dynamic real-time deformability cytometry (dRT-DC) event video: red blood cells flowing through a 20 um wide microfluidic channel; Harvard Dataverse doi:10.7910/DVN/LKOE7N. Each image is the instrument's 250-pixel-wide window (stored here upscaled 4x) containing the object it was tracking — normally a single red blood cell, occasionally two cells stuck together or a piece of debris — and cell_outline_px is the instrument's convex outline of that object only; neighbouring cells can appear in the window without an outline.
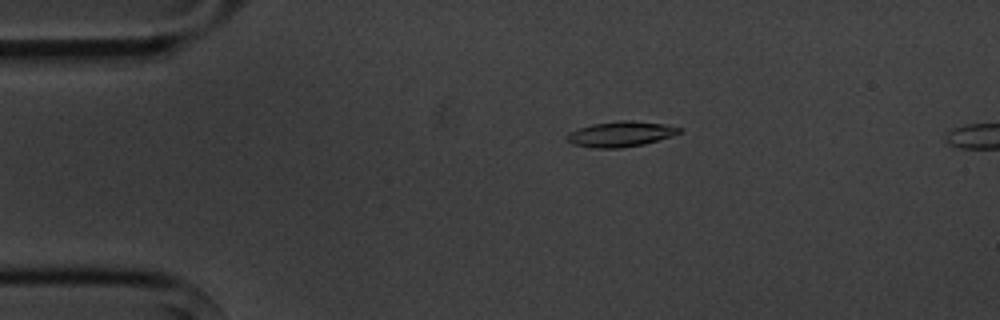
{"species": "common noctule bat (a hibernating species)", "species_latin": "Nyctalus noctula", "temperature_condition": "cold", "stored_images_in_passage": 4, "segment_of_instrument_passage": [1, 2], "camera_frame_rate_fps": 3000, "um_per_image_px": 0.085, "animal": {"sex": "male", "body_mass_g": 20.1, "forearm_length_mm": 53.5}, "frame": {"image": 1, "passage_image": 2, "time_ms": 1.0, "image_size_px": [1000, 320], "cell_outline_px": [[680, 132], [672, 136], [644, 144], [620, 148], [596, 148], [572, 144], [568, 140], [568, 132], [592, 124], [620, 120], [632, 120], [664, 124], [680, 128]], "centroid_in_image_um": [52.76, 11.39], "position_along_channel_um": 32.2, "area_um2": 16.42}}